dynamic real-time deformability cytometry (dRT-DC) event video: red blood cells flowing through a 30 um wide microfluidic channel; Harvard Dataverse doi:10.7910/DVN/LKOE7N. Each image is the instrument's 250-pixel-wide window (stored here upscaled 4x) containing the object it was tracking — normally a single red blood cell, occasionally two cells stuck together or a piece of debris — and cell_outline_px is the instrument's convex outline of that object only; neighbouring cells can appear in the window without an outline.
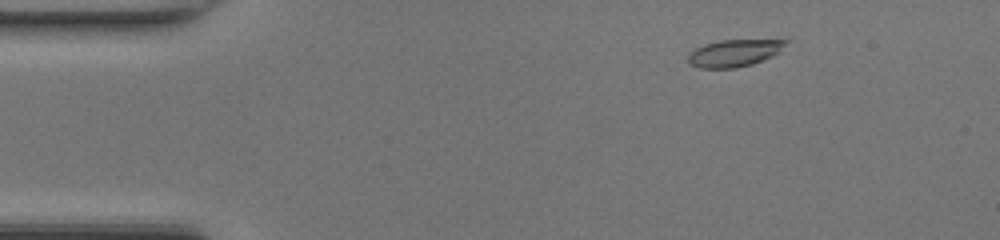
{"species": "common noctule bat (a hibernating species)", "species_latin": "Nyctalus noctula", "temperature_condition": "room temperature", "stored_images_in_passage": 46, "camera_frame_rate_fps": 3000, "um_per_image_px": 0.085, "animal": {"sex": "female", "body_mass_g": 17.0, "forearm_length_mm": 48.0}, "frame": {"image": 1, "passage_image": 5, "time_ms": 1.333, "image_size_px": [1000, 240], "cell_outline_px": [[788, 40], [772, 56], [752, 64], [736, 68], [700, 68], [688, 64], [688, 52], [704, 44], [720, 40]], "centroid_in_image_um": [62.3, 4.52], "position_along_channel_um": 22.7, "area_um2": 15.2}}
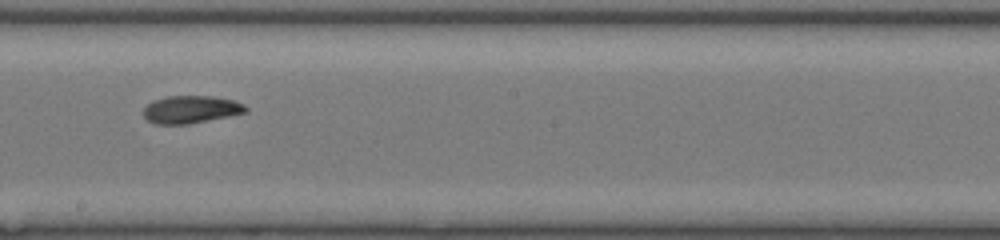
{"frame": {"image": 2, "passage_image": 25, "time_ms": 8.0, "image_size_px": [1000, 240], "cell_outline_px": [[248, 112], [188, 124], [156, 124], [148, 120], [144, 116], [144, 108], [152, 100], [164, 96], [212, 96], [232, 100], [244, 104], [248, 108]], "centroid_in_image_um": [16.22, 9.29], "position_along_channel_um": 232.0, "area_um2": 16.42}}
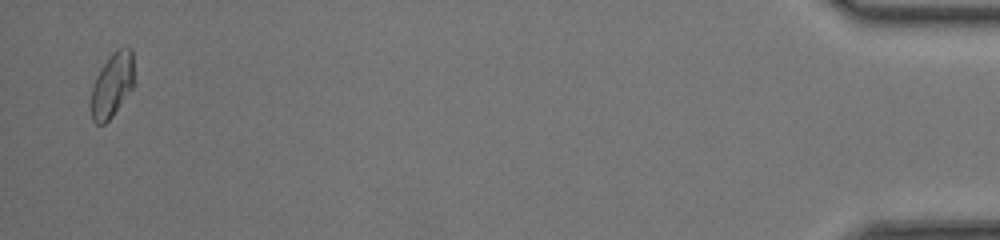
{"frame": {"image": 3, "passage_image": 45, "time_ms": 14.667, "image_size_px": [1000, 240], "cell_outline_px": [[136, 84], [112, 116], [104, 124], [96, 124], [92, 120], [92, 88], [96, 76], [100, 68], [108, 56], [116, 48], [132, 48], [136, 80]], "centroid_in_image_um": [9.59, 7.17], "position_along_channel_um": 425.6, "area_um2": 16.53}, "authors_computed_cell_mechanics": {"area_um2": 16.2707, "velocity_mm_per_s": 4.3391, "shape_relaxation_time_tau1_ms": 3.7875, "shape_relaxation_time_tau2_ms": 1.4819, "deformation_change_tau1": 0.1217, "deformation_change_tau2": 0.0588}}